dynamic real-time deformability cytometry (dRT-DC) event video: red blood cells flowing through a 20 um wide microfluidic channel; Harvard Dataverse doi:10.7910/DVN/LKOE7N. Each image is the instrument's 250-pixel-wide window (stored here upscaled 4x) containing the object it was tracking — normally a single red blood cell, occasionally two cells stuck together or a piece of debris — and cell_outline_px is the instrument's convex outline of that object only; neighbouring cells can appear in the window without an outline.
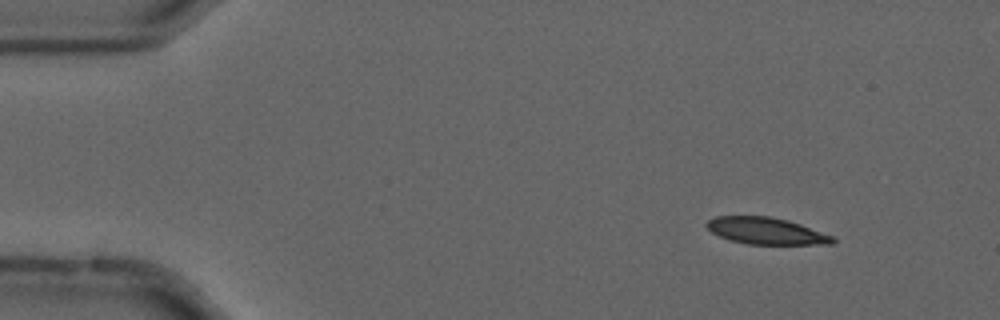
{"species": "common noctule bat (a hibernating species)", "species_latin": "Nyctalus noctula", "temperature_condition": "cold", "stored_images_in_passage": 14, "camera_frame_rate_fps": 3000, "um_per_image_px": 0.085, "animal": {"sex": "male", "forearm_length_mm": 52.5}, "frame": {"image": 1, "passage_image": 6, "time_ms": 1.667, "image_size_px": [1000, 320], "cell_outline_px": [[836, 244], [748, 244], [728, 240], [712, 232], [704, 224], [708, 220], [716, 216], [768, 216], [788, 220], [836, 236]], "centroid_in_image_um": [65.16, 19.63], "position_along_channel_um": 19.8, "area_um2": 19.83}}